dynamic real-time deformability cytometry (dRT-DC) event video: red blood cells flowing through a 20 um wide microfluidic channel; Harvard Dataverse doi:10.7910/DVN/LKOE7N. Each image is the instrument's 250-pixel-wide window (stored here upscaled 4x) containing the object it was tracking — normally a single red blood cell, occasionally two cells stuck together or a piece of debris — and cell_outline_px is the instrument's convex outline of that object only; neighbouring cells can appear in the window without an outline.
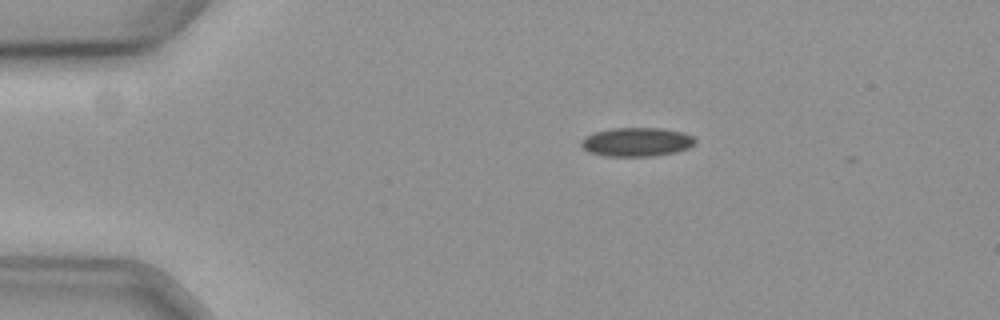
{"species": "common noctule bat (a hibernating species)", "species_latin": "Nyctalus noctula", "temperature_condition": "cold", "stored_images_in_passage": 45, "camera_frame_rate_fps": 3000, "um_per_image_px": 0.085, "animal": {"sex": "female", "body_mass_g": 19.3, "forearm_length_mm": 54.1}, "frame": {"image": 1, "passage_image": 1, "time_ms": 0.0, "image_size_px": [1000, 320], "cell_outline_px": [[696, 140], [688, 148], [676, 152], [652, 156], [604, 156], [588, 152], [580, 144], [580, 140], [596, 132], [612, 128], [664, 128], [684, 132], [692, 136]], "centroid_in_image_um": [54.12, 12.07], "position_along_channel_um": 30.9, "area_um2": 19.13}}
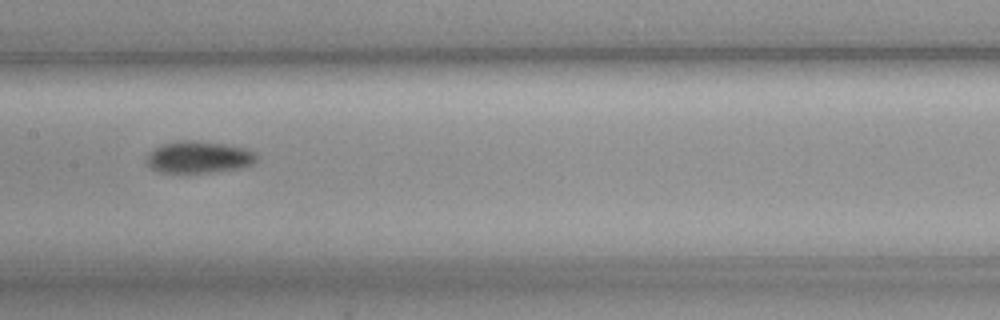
{"frame": {"image": 2, "passage_image": 19, "time_ms": 6.0, "image_size_px": [1000, 320], "cell_outline_px": [[256, 160], [252, 164], [240, 168], [208, 172], [156, 172], [144, 160], [160, 144], [176, 140], [196, 140], [224, 144], [244, 148], [256, 152]], "centroid_in_image_um": [16.88, 13.34], "position_along_channel_um": 190.5, "area_um2": 20.35}}
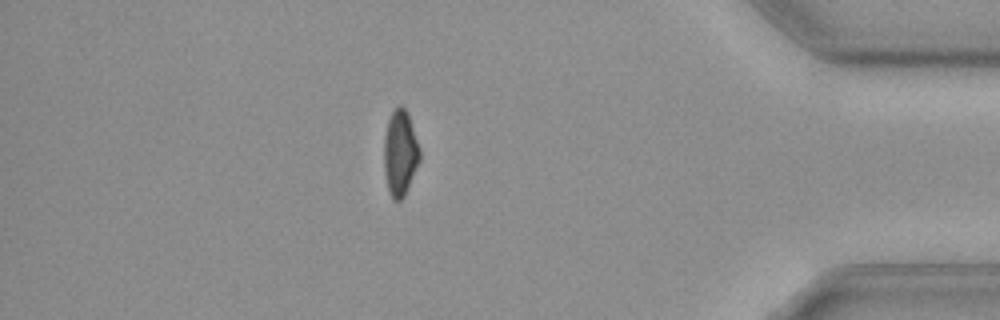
{"frame": {"image": 3, "passage_image": 40, "time_ms": 13.0, "image_size_px": [1000, 320], "cell_outline_px": [[420, 160], [404, 196], [400, 200], [392, 200], [388, 188], [384, 172], [384, 136], [388, 120], [392, 112], [400, 104], [408, 112], [420, 148]], "centroid_in_image_um": [34.01, 12.99], "position_along_channel_um": 401.2, "area_um2": 17.86}, "authors_computed_cell_mechanics": {"area_um2": 19.1318, "velocity_mm_per_s": 3.5999, "shape_relaxation_time_tau1_ms": 3.1464, "shape_relaxation_time_tau2_ms": null, "deformation_change_tau1": 0.0677, "deformation_change_tau2": null}}